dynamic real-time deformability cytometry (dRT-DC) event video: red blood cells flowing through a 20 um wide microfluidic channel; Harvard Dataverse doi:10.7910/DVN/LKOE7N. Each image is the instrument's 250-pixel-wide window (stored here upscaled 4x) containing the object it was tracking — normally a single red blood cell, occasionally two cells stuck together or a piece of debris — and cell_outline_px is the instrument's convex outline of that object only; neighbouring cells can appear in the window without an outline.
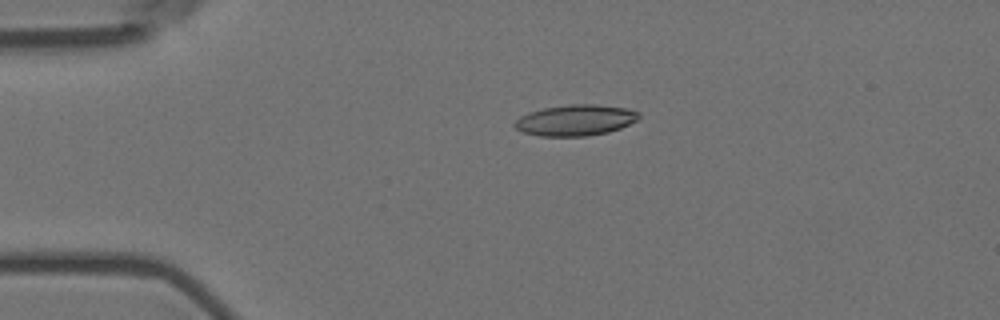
{"species": "Egyptian fruit bat (a non-hibernating species)", "species_latin": "Rousettus aegyptiacus", "temperature_condition": "room temperature", "stored_images_in_passage": 12, "camera_frame_rate_fps": 3000, "um_per_image_px": 0.085, "animal": {"sex": "female"}, "frame": {"image": 1, "passage_image": 1, "time_ms": 0.0, "image_size_px": [1000, 320], "cell_outline_px": [[640, 116], [636, 120], [620, 128], [608, 132], [588, 136], [540, 136], [524, 132], [516, 128], [512, 124], [520, 116], [528, 112], [544, 108], [572, 104], [596, 104], [624, 108], [640, 112]], "centroid_in_image_um": [48.9, 10.22], "position_along_channel_um": 36.1, "area_um2": 22.31}}
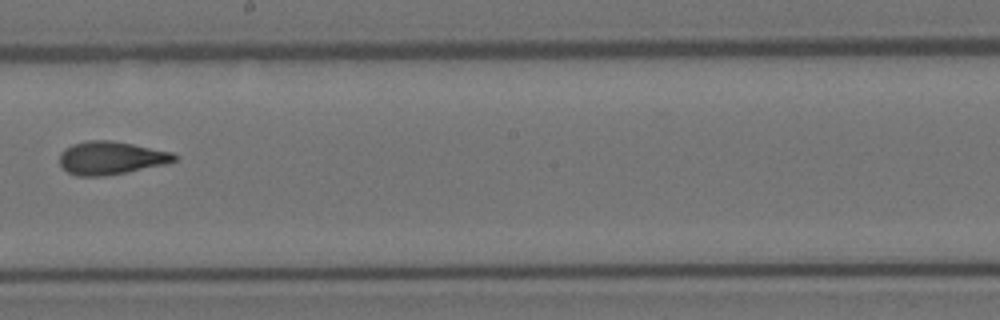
{"frame": {"image": 2, "passage_image": 6, "time_ms": 1.667, "image_size_px": [1000, 320], "cell_outline_px": [[180, 156], [176, 160], [168, 164], [104, 176], [76, 176], [68, 172], [60, 164], [60, 152], [64, 148], [72, 144], [88, 140], [112, 140], [172, 152]], "centroid_in_image_um": [9.44, 13.42], "position_along_channel_um": 238.8, "area_um2": 22.25}}
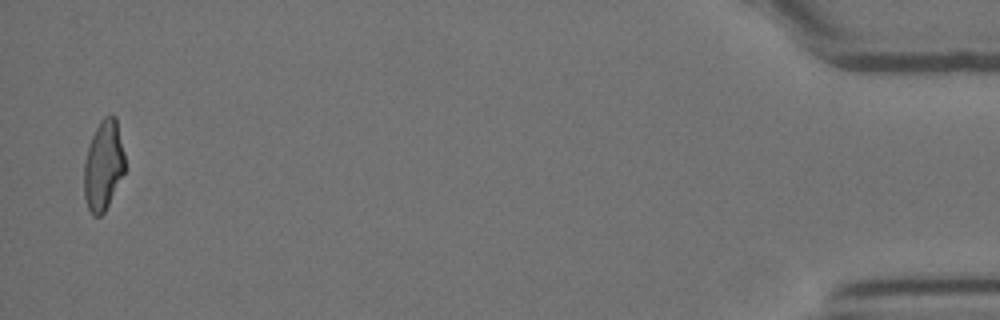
{"frame": {"image": 3, "passage_image": 12, "time_ms": 3.667, "image_size_px": [1000, 320], "cell_outline_px": [[124, 172], [104, 212], [100, 216], [92, 216], [88, 208], [84, 196], [84, 164], [88, 148], [92, 136], [100, 120], [104, 116], [116, 116], [124, 152]], "centroid_in_image_um": [8.78, 14.06], "position_along_channel_um": 426.4, "area_um2": 21.15}}